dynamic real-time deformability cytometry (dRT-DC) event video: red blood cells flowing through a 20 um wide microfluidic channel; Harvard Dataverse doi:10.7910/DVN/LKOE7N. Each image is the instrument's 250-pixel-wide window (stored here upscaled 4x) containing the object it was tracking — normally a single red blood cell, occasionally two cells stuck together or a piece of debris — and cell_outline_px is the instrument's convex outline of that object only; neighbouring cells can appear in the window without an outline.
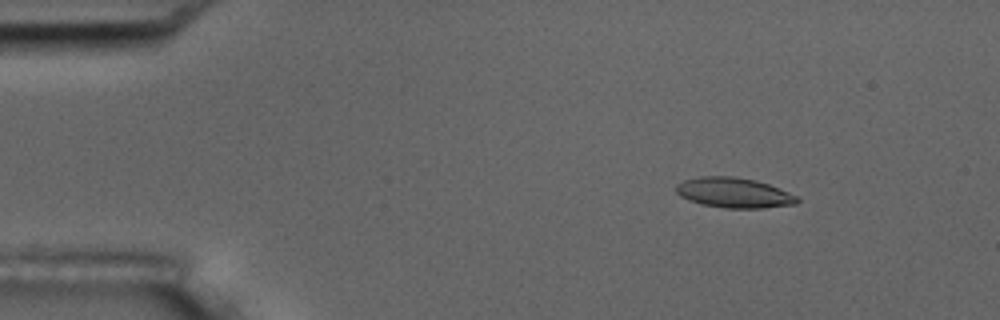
{"species": "common noctule bat (a hibernating species)", "species_latin": "Nyctalus noctula", "temperature_condition": "room temperature", "stored_images_in_passage": 6, "camera_frame_rate_fps": 3000, "um_per_image_px": 0.085, "animal": {"sex": "male", "body_mass_g": 17.5, "forearm_length_mm": 52.3}, "frame": {"image": 1, "passage_image": 3, "time_ms": 2.0, "image_size_px": [1000, 320], "cell_outline_px": [[800, 200], [796, 204], [764, 208], [724, 208], [704, 204], [688, 200], [680, 196], [676, 192], [676, 184], [684, 180], [700, 176], [736, 176], [756, 180], [768, 184], [800, 196]], "centroid_in_image_um": [62.41, 16.38], "position_along_channel_um": 22.6, "area_um2": 21.44}}